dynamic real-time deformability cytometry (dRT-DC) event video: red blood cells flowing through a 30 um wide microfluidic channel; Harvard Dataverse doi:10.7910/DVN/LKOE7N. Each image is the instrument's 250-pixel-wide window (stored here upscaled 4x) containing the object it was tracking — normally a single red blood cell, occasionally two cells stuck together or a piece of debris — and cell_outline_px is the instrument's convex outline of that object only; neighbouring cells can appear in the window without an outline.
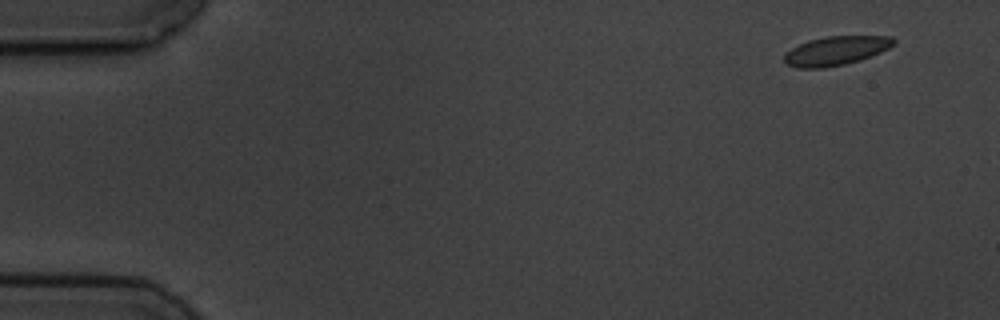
{"species": "common noctule bat (a hibernating species)", "species_latin": "Nyctalus noctula", "temperature_condition": "cold", "stored_images_in_passage": 3, "camera_frame_rate_fps": 3000, "um_per_image_px": 0.085, "animal": {"sex": "male", "body_mass_g": 19.5, "forearm_length_mm": 54.6}, "frame": {"image": 1, "passage_image": 1, "time_ms": 0.0, "image_size_px": [1000, 320], "cell_outline_px": [[896, 44], [880, 52], [860, 60], [844, 64], [824, 68], [800, 68], [784, 64], [784, 56], [792, 48], [808, 40], [828, 36], [892, 36], [896, 40]], "centroid_in_image_um": [71.07, 4.31], "position_along_channel_um": 13.9, "area_um2": 18.44}}